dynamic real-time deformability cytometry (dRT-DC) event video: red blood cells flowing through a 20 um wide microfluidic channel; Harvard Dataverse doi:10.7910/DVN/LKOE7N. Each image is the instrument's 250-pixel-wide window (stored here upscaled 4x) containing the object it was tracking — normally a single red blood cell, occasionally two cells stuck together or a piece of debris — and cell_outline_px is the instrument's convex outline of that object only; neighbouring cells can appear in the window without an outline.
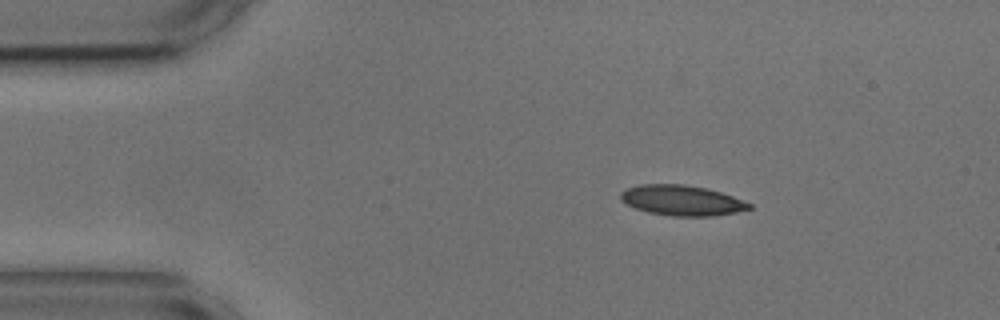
{"species": "common noctule bat (a hibernating species)", "species_latin": "Nyctalus noctula", "temperature_condition": "cold", "stored_images_in_passage": 9, "camera_frame_rate_fps": 3000, "um_per_image_px": 0.085, "animal": {"sex": "male", "body_mass_g": 17.9, "forearm_length_mm": 54.2}, "frame": {"image": 1, "passage_image": 1, "time_ms": 0.0, "image_size_px": [1000, 320], "cell_outline_px": [[752, 208], [736, 212], [712, 216], [672, 216], [648, 212], [636, 208], [620, 200], [620, 192], [628, 188], [640, 184], [684, 184], [708, 188], [732, 196], [752, 204]], "centroid_in_image_um": [57.95, 17.03], "position_along_channel_um": 27.0, "area_um2": 22.66}}
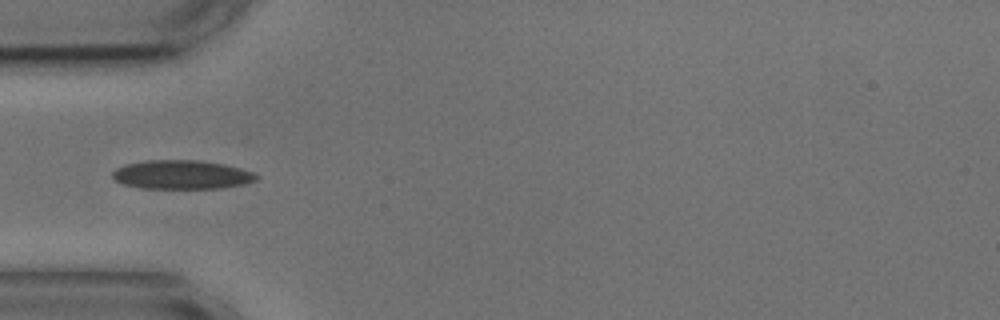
{"frame": {"image": 2, "passage_image": 3, "time_ms": 2.667, "image_size_px": [1000, 320], "cell_outline_px": [[260, 176], [256, 180], [244, 184], [220, 188], [144, 188], [124, 184], [112, 180], [112, 172], [116, 168], [124, 164], [148, 160], [200, 160], [224, 164], [240, 168], [252, 172]], "centroid_in_image_um": [15.43, 14.84], "position_along_channel_um": 69.6, "area_um2": 24.28}}